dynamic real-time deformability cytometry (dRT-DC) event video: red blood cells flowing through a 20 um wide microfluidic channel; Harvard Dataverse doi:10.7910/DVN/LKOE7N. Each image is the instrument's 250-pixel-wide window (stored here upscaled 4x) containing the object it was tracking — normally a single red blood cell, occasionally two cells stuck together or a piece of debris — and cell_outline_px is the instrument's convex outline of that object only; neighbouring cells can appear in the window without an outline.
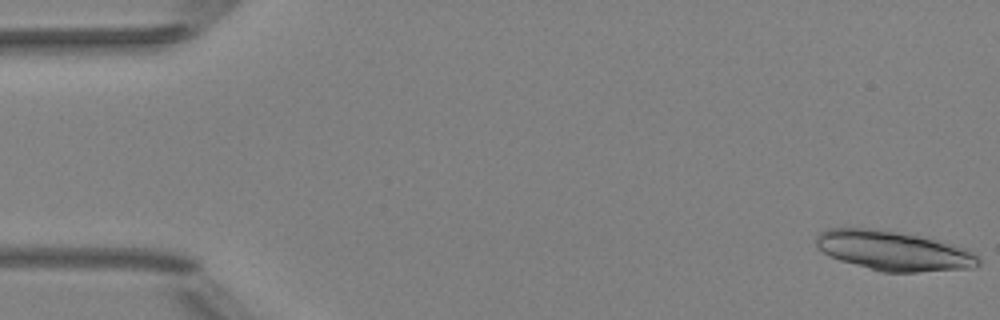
{"species": "Egyptian fruit bat (a non-hibernating species)", "species_latin": "Rousettus aegyptiacus", "temperature_condition": "room temperature", "stored_images_in_passage": 30, "segment_of_instrument_passage": [1, 2], "camera_frame_rate_fps": 3000, "um_per_image_px": 0.085, "animal": {"sex": "female"}, "frame": {"image": 1, "passage_image": 1, "time_ms": 0.0, "image_size_px": [1000, 320], "cell_outline_px": [[980, 264], [972, 268], [916, 272], [880, 272], [840, 260], [828, 256], [816, 244], [816, 236], [820, 232], [828, 228], [872, 228], [932, 236], [968, 248], [980, 260]], "centroid_in_image_um": [76.01, 21.29], "position_along_channel_um": 9.0, "area_um2": 38.21}}